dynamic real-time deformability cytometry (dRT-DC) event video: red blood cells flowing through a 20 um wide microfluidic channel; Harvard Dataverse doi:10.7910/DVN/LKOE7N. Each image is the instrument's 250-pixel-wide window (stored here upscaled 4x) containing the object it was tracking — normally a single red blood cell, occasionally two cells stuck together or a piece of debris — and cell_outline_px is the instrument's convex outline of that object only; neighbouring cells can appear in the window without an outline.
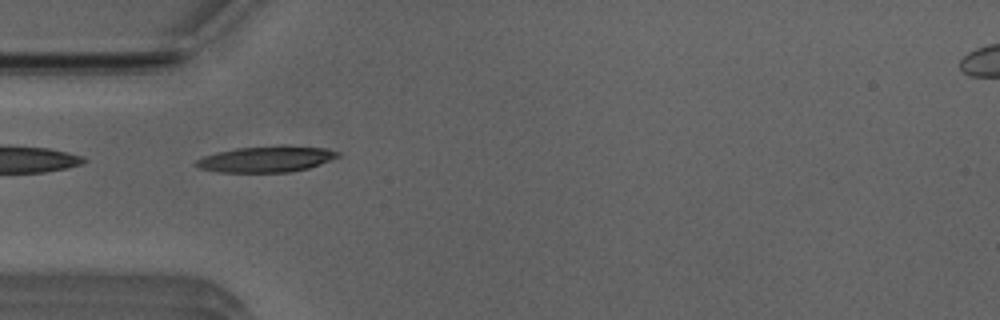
{"species": "Egyptian fruit bat (a non-hibernating species)", "species_latin": "Rousettus aegyptiacus", "temperature_condition": "room temperature", "stored_images_in_passage": 28, "camera_frame_rate_fps": 3000, "um_per_image_px": 0.085, "animal": {"sex": "male"}, "frame": {"image": 1, "passage_image": 1, "time_ms": 0.0, "image_size_px": [1000, 320], "cell_outline_px": [[340, 156], [320, 164], [308, 168], [288, 172], [216, 172], [200, 168], [192, 164], [196, 160], [204, 156], [216, 152], [236, 148], [280, 144], [288, 144], [328, 148], [340, 152]], "centroid_in_image_um": [22.65, 13.5], "position_along_channel_um": 62.3, "area_um2": 22.02}}
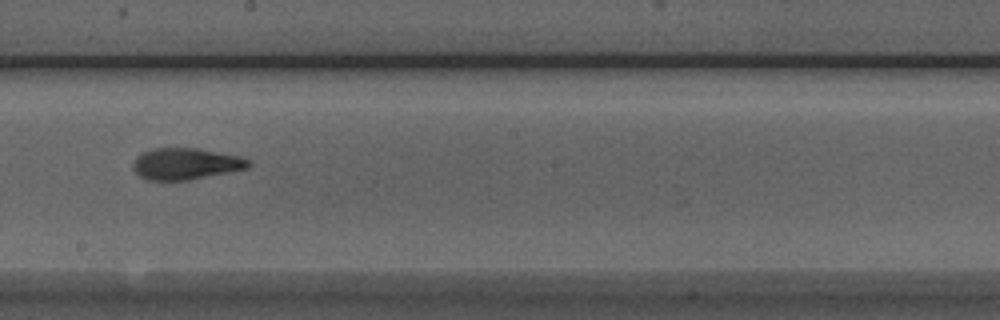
{"frame": {"image": 2, "passage_image": 14, "time_ms": 4.333, "image_size_px": [1000, 320], "cell_outline_px": [[252, 164], [248, 168], [188, 180], [148, 180], [140, 176], [132, 168], [132, 164], [136, 156], [140, 152], [152, 148], [200, 148], [240, 156], [252, 160]], "centroid_in_image_um": [15.79, 13.9], "position_along_channel_um": 232.4, "area_um2": 21.44}}
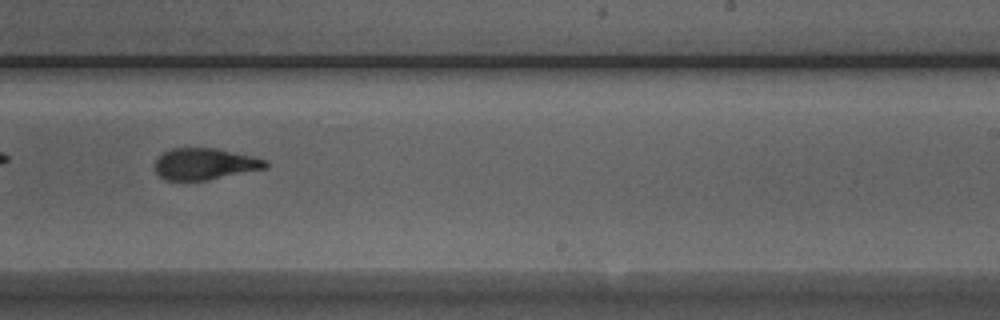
{"frame": {"image": 3, "passage_image": 17, "time_ms": 5.333, "image_size_px": [1000, 320], "cell_outline_px": [[268, 168], [208, 180], [164, 180], [156, 172], [156, 160], [164, 152], [172, 148], [216, 148], [252, 156], [268, 160]], "centroid_in_image_um": [17.45, 13.94], "position_along_channel_um": 271.6, "area_um2": 20.29}, "authors_computed_cell_mechanics": {"area_um2": 21.097, "velocity_mm_per_s": 3.9395, "shape_relaxation_time_tau1_ms": 5.4958, "shape_relaxation_time_tau2_ms": 2.0954, "deformation_change_tau1": 0.1914, "deformation_change_tau2": 0.1111}}